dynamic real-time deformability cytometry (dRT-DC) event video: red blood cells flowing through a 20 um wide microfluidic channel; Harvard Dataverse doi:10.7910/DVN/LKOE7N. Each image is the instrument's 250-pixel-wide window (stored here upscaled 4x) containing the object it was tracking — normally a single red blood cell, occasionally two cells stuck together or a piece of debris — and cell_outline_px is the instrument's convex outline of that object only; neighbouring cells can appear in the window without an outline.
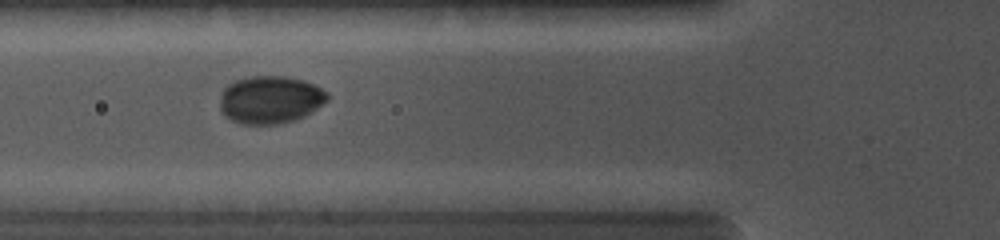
{"species": "common noctule bat (a hibernating species)", "species_latin": "Nyctalus noctula", "temperature_condition": "cold", "stored_images_in_passage": 14, "camera_frame_rate_fps": 5000, "um_per_image_px": 0.085, "animal": {"sex": "female", "body_mass_g": 19.0, "forearm_length_mm": 56.7}, "frame": {"image": 1, "passage_image": 12, "time_ms": 5.0, "image_size_px": [1000, 240], "cell_outline_px": [[328, 100], [304, 116], [296, 120], [280, 124], [240, 124], [224, 116], [220, 108], [220, 96], [224, 88], [228, 84], [236, 80], [252, 76], [284, 76], [304, 80], [320, 88], [328, 96]], "centroid_in_image_um": [22.93, 8.48], "position_along_channel_um": 102.9, "area_um2": 29.82}}